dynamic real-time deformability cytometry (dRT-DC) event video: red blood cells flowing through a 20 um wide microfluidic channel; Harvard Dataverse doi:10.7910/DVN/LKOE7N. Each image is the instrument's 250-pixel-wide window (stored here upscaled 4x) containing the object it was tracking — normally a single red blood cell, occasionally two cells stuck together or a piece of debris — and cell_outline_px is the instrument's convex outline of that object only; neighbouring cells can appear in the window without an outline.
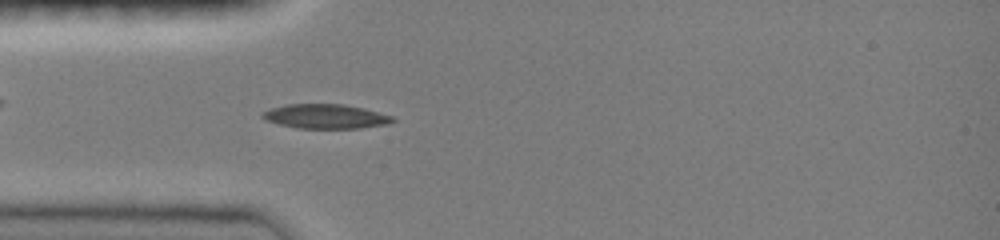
{"species": "common noctule bat (a hibernating species)", "species_latin": "Nyctalus noctula", "temperature_condition": "room temperature", "stored_images_in_passage": 45, "camera_frame_rate_fps": 3000, "um_per_image_px": 0.085, "animal": {"sex": "female", "body_mass_g": 19.0, "forearm_length_mm": 51.5}, "frame": {"image": 1, "passage_image": 12, "time_ms": 3.667, "image_size_px": [1000, 240], "cell_outline_px": [[396, 120], [388, 124], [360, 128], [296, 128], [264, 120], [260, 116], [260, 112], [272, 108], [288, 104], [344, 104], [364, 108], [392, 116]], "centroid_in_image_um": [27.65, 9.89], "position_along_channel_um": 57.3, "area_um2": 18.55}}
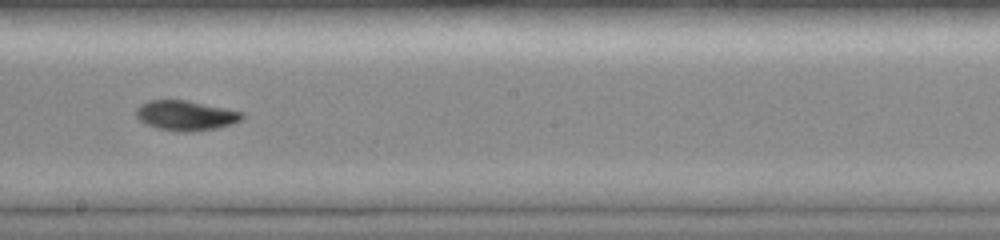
{"frame": {"image": 2, "passage_image": 25, "time_ms": 8.0, "image_size_px": [1000, 240], "cell_outline_px": [[244, 116], [240, 120], [232, 124], [216, 128], [192, 132], [180, 132], [156, 128], [144, 124], [136, 116], [136, 108], [140, 104], [148, 100], [188, 100], [244, 112]], "centroid_in_image_um": [15.77, 9.82], "position_along_channel_um": 232.4, "area_um2": 18.67}}
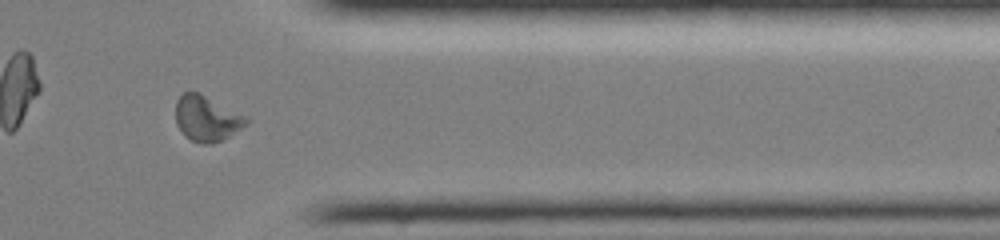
{"frame": {"image": 3, "passage_image": 37, "time_ms": 12.0, "image_size_px": [1000, 240], "cell_outline_px": [[248, 124], [228, 136], [212, 144], [200, 144], [184, 136], [176, 124], [176, 100], [184, 92], [196, 92], [244, 116], [248, 120]], "centroid_in_image_um": [17.51, 10.1], "position_along_channel_um": 393.9, "area_um2": 18.15}, "authors_computed_cell_mechanics": {"area_um2": 18.0914, "velocity_mm_per_s": 4.0757, "shape_relaxation_time_tau1_ms": null, "shape_relaxation_time_tau2_ms": 6.1449, "deformation_change_tau1": null, "deformation_change_tau2": 0.0976}}